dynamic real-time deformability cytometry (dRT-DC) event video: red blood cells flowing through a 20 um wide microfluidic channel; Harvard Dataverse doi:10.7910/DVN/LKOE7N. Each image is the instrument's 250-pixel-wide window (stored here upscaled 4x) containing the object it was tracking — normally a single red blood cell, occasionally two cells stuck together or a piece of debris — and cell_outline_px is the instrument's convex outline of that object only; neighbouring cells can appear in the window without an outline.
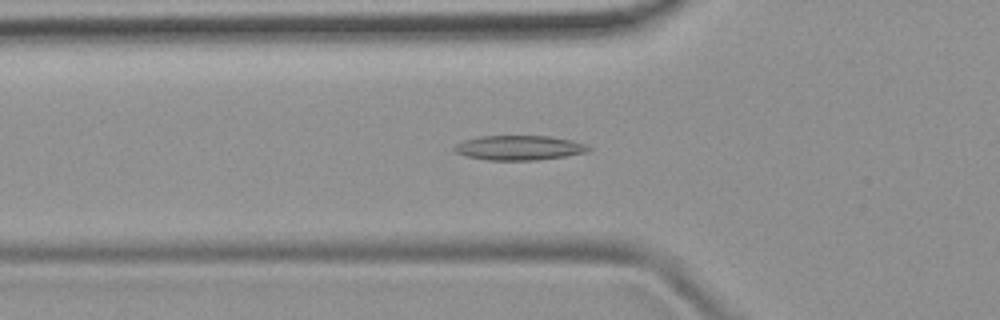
{"species": "common noctule bat (a hibernating species)", "species_latin": "Nyctalus noctula", "temperature_condition": "room temperature", "stored_images_in_passage": 44, "camera_frame_rate_fps": 3000, "um_per_image_px": 0.085, "animal": {"sex": "female", "body_mass_g": 19.9}, "frame": {"image": 1, "passage_image": 15, "time_ms": 4.667, "image_size_px": [1000, 320], "cell_outline_px": [[592, 148], [588, 152], [564, 156], [536, 160], [488, 160], [468, 156], [456, 152], [452, 148], [456, 144], [464, 140], [480, 136], [548, 136], [572, 140], [584, 144]], "centroid_in_image_um": [44.13, 12.56], "position_along_channel_um": 81.7, "area_um2": 19.13}}
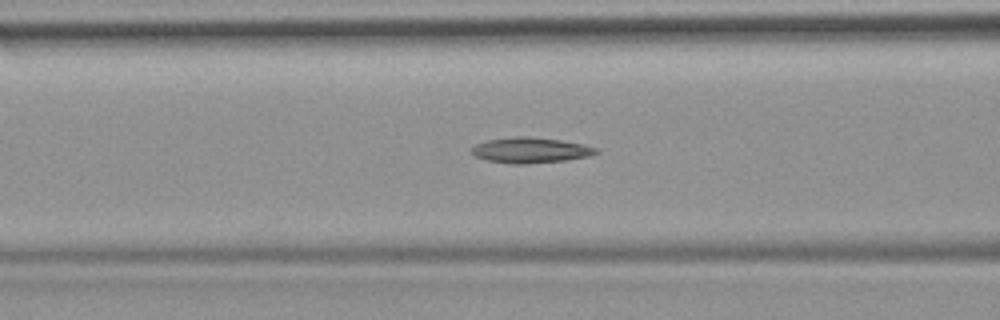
{"frame": {"image": 2, "passage_image": 18, "time_ms": 5.667, "image_size_px": [1000, 320], "cell_outline_px": [[600, 152], [588, 156], [564, 160], [524, 164], [508, 164], [484, 160], [472, 156], [472, 148], [476, 144], [488, 140], [516, 136], [524, 136], [560, 140], [584, 144], [596, 148]], "centroid_in_image_um": [45.05, 12.77], "position_along_channel_um": 121.6, "area_um2": 18.5}}
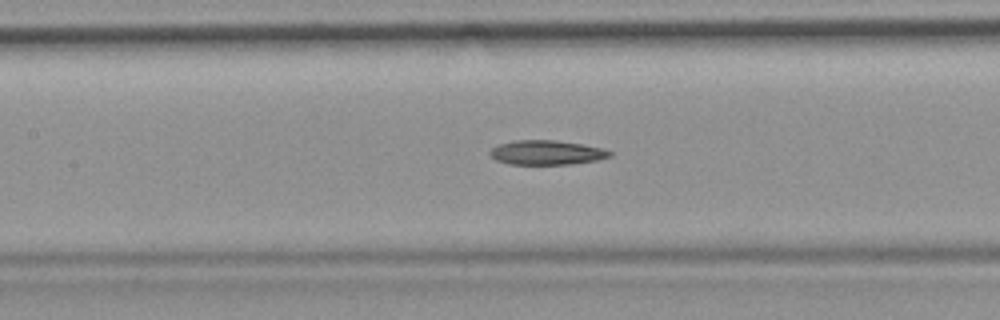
{"frame": {"image": 3, "passage_image": 21, "time_ms": 6.667, "image_size_px": [1000, 320], "cell_outline_px": [[612, 156], [596, 160], [572, 164], [508, 164], [496, 160], [488, 152], [492, 148], [500, 144], [516, 140], [556, 140], [604, 148], [612, 152]], "centroid_in_image_um": [46.47, 12.97], "position_along_channel_um": 160.9, "area_um2": 16.99}}